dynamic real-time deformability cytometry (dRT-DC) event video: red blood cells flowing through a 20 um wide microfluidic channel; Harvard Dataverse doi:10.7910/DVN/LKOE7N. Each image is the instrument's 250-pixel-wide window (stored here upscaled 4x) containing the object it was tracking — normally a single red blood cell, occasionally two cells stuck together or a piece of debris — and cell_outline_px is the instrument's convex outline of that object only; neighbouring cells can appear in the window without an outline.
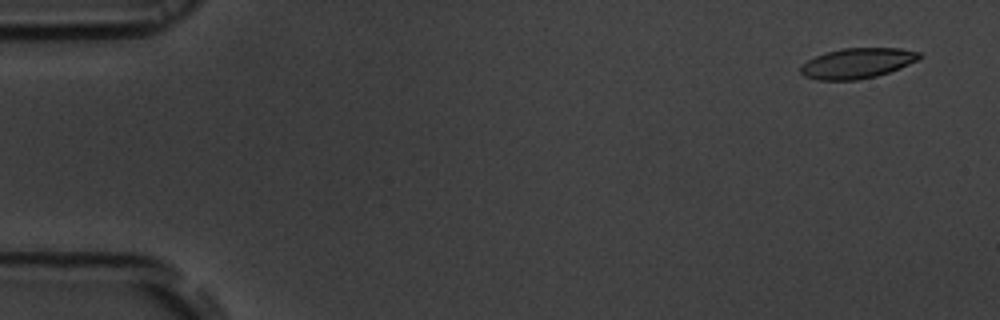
{"species": "common noctule bat (a hibernating species)", "species_latin": "Nyctalus noctula", "temperature_condition": "room temperature", "stored_images_in_passage": 54, "camera_frame_rate_fps": 3000, "um_per_image_px": 0.085, "animal": {"sex": "male", "body_mass_g": 19.5, "forearm_length_mm": 54.6}, "frame": {"image": 1, "passage_image": 1, "time_ms": 0.0, "image_size_px": [1000, 320], "cell_outline_px": [[924, 56], [900, 68], [876, 76], [856, 80], [816, 80], [804, 76], [800, 72], [800, 68], [808, 60], [816, 56], [840, 48], [900, 48], [920, 52]], "centroid_in_image_um": [72.87, 5.37], "position_along_channel_um": 12.1, "area_um2": 20.87}}
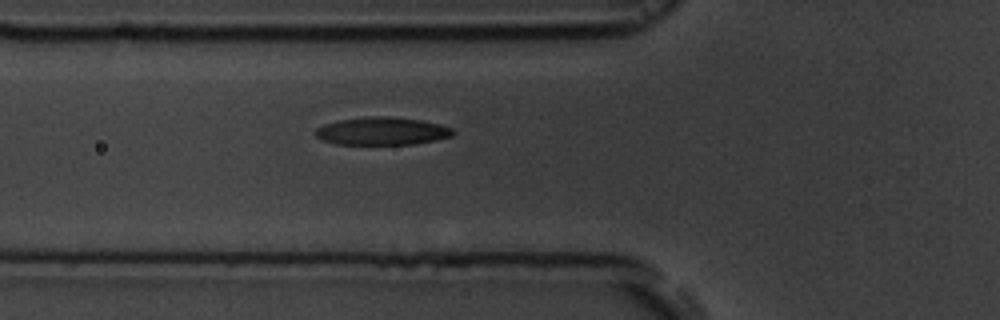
{"frame": {"image": 2, "passage_image": 18, "time_ms": 5.667, "image_size_px": [1000, 320], "cell_outline_px": [[456, 132], [452, 136], [436, 140], [412, 144], [336, 144], [324, 140], [316, 136], [316, 128], [324, 124], [340, 120], [368, 116], [380, 116], [420, 120], [440, 124], [452, 128]], "centroid_in_image_um": [32.5, 11.14], "position_along_channel_um": 93.3, "area_um2": 22.08}}
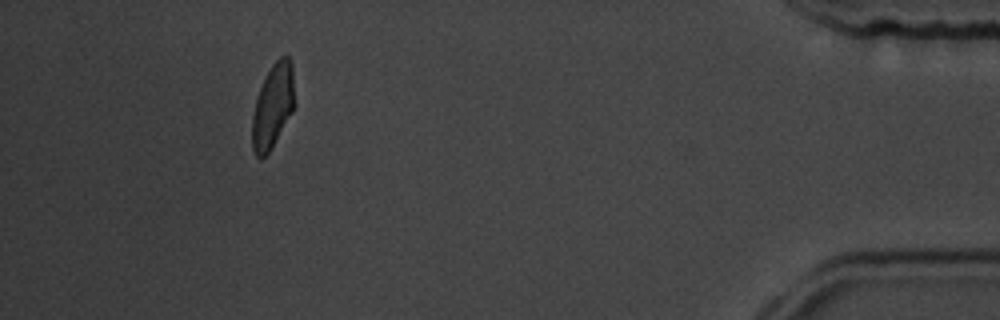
{"frame": {"image": 3, "passage_image": 49, "time_ms": 16.0, "image_size_px": [1000, 320], "cell_outline_px": [[292, 112], [272, 148], [260, 160], [256, 156], [252, 148], [252, 116], [256, 100], [260, 88], [272, 64], [280, 56], [288, 56], [292, 64]], "centroid_in_image_um": [23.15, 9.06], "position_along_channel_um": 412.0, "area_um2": 20.23}, "authors_computed_cell_mechanics": {"area_um2": 21.7617, "velocity_mm_per_s": 3.6768, "shape_relaxation_time_tau1_ms": 6.3479, "shape_relaxation_time_tau2_ms": 2.7956, "deformation_change_tau1": 0.1659, "deformation_change_tau2": 0.0855}}